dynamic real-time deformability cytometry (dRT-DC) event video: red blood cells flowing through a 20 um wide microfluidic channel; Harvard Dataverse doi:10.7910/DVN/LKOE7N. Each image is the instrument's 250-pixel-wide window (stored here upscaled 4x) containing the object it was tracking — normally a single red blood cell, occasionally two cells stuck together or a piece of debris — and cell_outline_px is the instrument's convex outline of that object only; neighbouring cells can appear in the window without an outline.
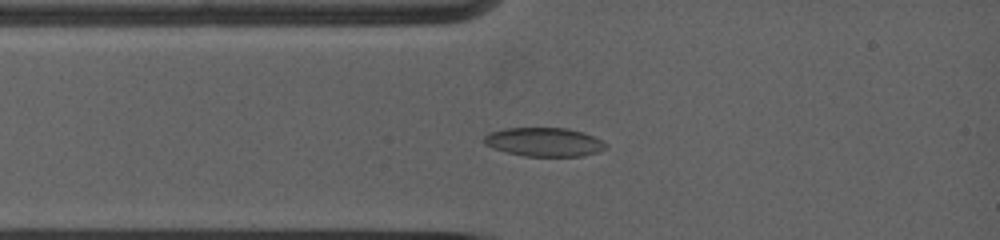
{"species": "common noctule bat (a hibernating species)", "species_latin": "Nyctalus noctula", "temperature_condition": "warm", "stored_images_in_passage": 35, "camera_frame_rate_fps": 5000, "um_per_image_px": 0.085, "animal": {"sex": "female", "body_mass_g": 19.0, "forearm_length_mm": 53.3}, "frame": {"image": 1, "passage_image": 5, "time_ms": 1.8, "image_size_px": [1000, 240], "cell_outline_px": [[608, 148], [600, 152], [584, 156], [524, 156], [492, 148], [484, 144], [484, 136], [492, 132], [504, 128], [568, 128], [584, 132], [608, 144]], "centroid_in_image_um": [46.3, 12.07], "position_along_channel_um": 38.7, "area_um2": 20.52}}
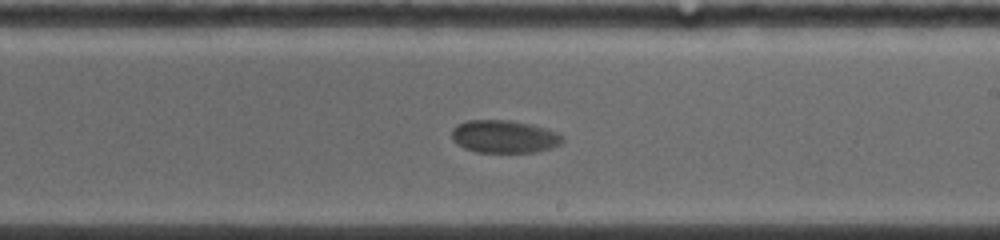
{"frame": {"image": 2, "passage_image": 18, "time_ms": 7.4, "image_size_px": [1000, 240], "cell_outline_px": [[564, 140], [560, 144], [552, 148], [536, 152], [476, 152], [464, 148], [452, 140], [452, 128], [456, 124], [468, 120], [508, 120], [532, 124], [560, 132], [564, 136]], "centroid_in_image_um": [42.89, 11.6], "position_along_channel_um": 246.1, "area_um2": 21.44}}
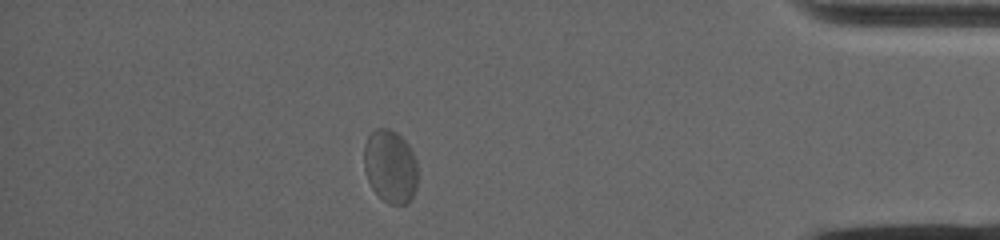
{"frame": {"image": 3, "passage_image": 31, "time_ms": 12.8, "image_size_px": [1000, 240], "cell_outline_px": [[416, 188], [408, 204], [388, 204], [372, 188], [368, 180], [364, 168], [364, 144], [368, 136], [376, 128], [388, 128], [396, 132], [408, 144], [416, 160]], "centroid_in_image_um": [33.16, 14.13], "position_along_channel_um": 402.0, "area_um2": 22.77}, "authors_computed_cell_mechanics": {"area_um2": 21.5016, "velocity_mm_per_s": 3.7294, "shape_relaxation_time_tau1_ms": 4.0559, "shape_relaxation_time_tau2_ms": 0.959, "deformation_change_tau1": 0.0739, "deformation_change_tau2": 0.0242}}